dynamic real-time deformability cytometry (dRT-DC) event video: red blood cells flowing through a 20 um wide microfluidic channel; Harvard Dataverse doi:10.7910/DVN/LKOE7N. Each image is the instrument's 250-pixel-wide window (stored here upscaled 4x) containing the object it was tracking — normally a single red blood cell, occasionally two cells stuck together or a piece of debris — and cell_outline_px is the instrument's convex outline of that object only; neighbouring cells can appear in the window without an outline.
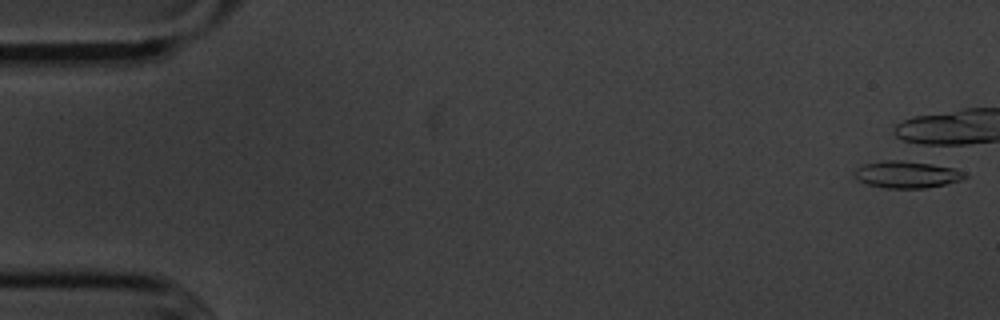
{"species": "common noctule bat (a hibernating species)", "species_latin": "Nyctalus noctula", "temperature_condition": "cold", "stored_images_in_passage": 2, "camera_frame_rate_fps": 3000, "um_per_image_px": 0.085, "animal": {"sex": "male", "body_mass_g": 20.1, "forearm_length_mm": 53.5}, "frame": {"image": 1, "passage_image": 1, "time_ms": 0.0, "image_size_px": [1000, 320], "cell_outline_px": [[968, 176], [964, 180], [924, 188], [888, 188], [868, 184], [856, 180], [856, 168], [864, 164], [884, 160], [924, 160], [956, 168], [964, 172]], "centroid_in_image_um": [77.17, 14.79], "position_along_channel_um": 7.8, "area_um2": 17.86}}